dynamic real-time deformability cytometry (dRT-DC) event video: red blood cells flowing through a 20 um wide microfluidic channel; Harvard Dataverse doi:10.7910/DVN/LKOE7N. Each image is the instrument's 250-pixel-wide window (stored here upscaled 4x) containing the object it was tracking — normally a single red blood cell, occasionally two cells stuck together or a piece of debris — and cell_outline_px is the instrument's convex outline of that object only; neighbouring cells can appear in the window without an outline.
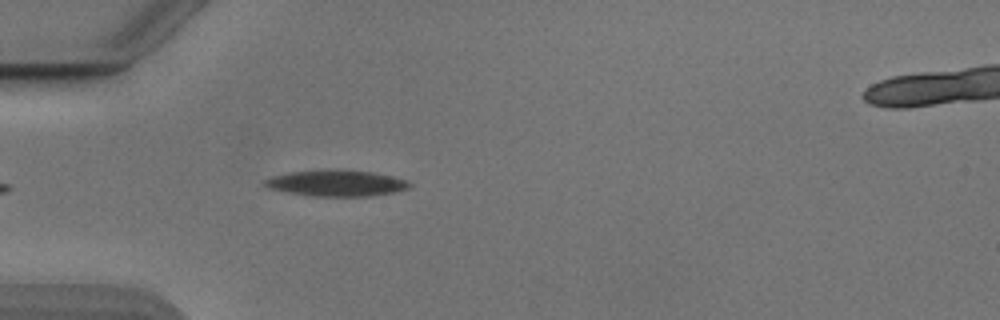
{"species": "Egyptian fruit bat (a non-hibernating species)", "species_latin": "Rousettus aegyptiacus", "temperature_condition": "cold", "stored_images_in_passage": 42, "camera_frame_rate_fps": 3000, "um_per_image_px": 0.085, "animal": {"sex": "male"}, "frame": {"image": 1, "passage_image": 5, "time_ms": 1.333, "image_size_px": [1000, 320], "cell_outline_px": [[412, 184], [408, 188], [396, 192], [372, 196], [312, 196], [288, 192], [268, 188], [260, 184], [264, 180], [272, 176], [288, 172], [332, 168], [340, 168], [372, 172], [392, 176], [408, 180]], "centroid_in_image_um": [28.58, 15.55], "position_along_channel_um": 56.4, "area_um2": 22.6}}
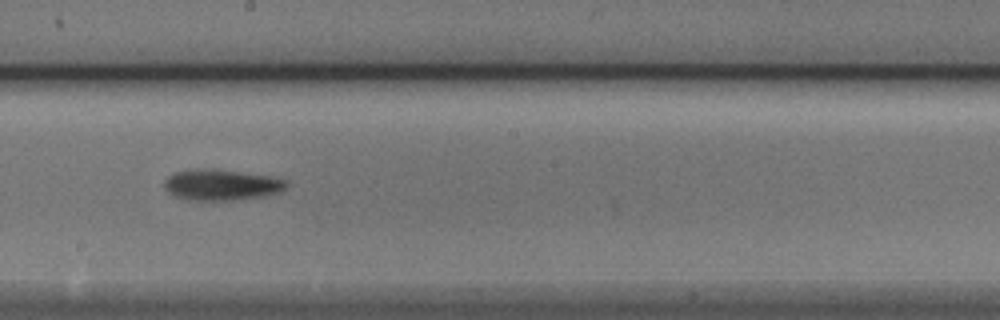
{"frame": {"image": 2, "passage_image": 19, "time_ms": 6.0, "image_size_px": [1000, 320], "cell_outline_px": [[288, 184], [280, 192], [264, 196], [232, 200], [184, 200], [168, 192], [164, 188], [164, 180], [168, 176], [176, 172], [196, 168], [204, 168], [268, 176], [288, 180]], "centroid_in_image_um": [18.78, 15.72], "position_along_channel_um": 229.4, "area_um2": 21.85}}
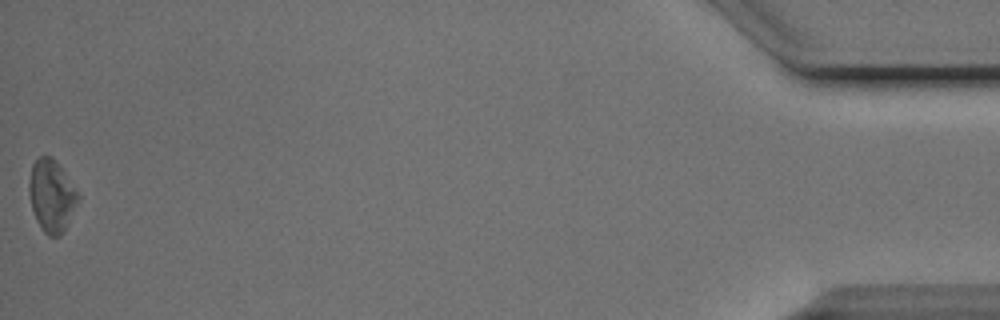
{"frame": {"image": 3, "passage_image": 42, "time_ms": 13.667, "image_size_px": [1000, 320], "cell_outline_px": [[80, 196], [64, 232], [60, 236], [48, 236], [44, 232], [36, 220], [32, 208], [28, 192], [28, 184], [32, 164], [40, 156], [52, 156]], "centroid_in_image_um": [4.36, 16.66], "position_along_channel_um": 430.8, "area_um2": 20.35}, "authors_computed_cell_mechanics": {"area_um2": 20.6346, "velocity_mm_per_s": 3.8681, "shape_relaxation_time_tau1_ms": 2.6876, "shape_relaxation_time_tau2_ms": 6.89, "deformation_change_tau1": 0.089, "deformation_change_tau2": 0.1725}}